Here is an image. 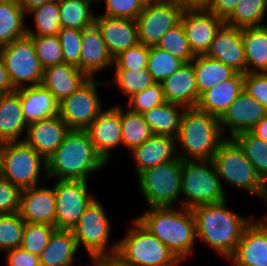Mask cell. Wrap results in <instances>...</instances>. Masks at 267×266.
Returning a JSON list of instances; mask_svg holds the SVG:
<instances>
[{"label":"cell","mask_w":267,"mask_h":266,"mask_svg":"<svg viewBox=\"0 0 267 266\" xmlns=\"http://www.w3.org/2000/svg\"><path fill=\"white\" fill-rule=\"evenodd\" d=\"M27 125L20 102V91L16 89L14 92L3 94L0 99V140L22 141L20 136Z\"/></svg>","instance_id":"obj_29"},{"label":"cell","mask_w":267,"mask_h":266,"mask_svg":"<svg viewBox=\"0 0 267 266\" xmlns=\"http://www.w3.org/2000/svg\"><path fill=\"white\" fill-rule=\"evenodd\" d=\"M26 14L15 0H0V47L27 35Z\"/></svg>","instance_id":"obj_34"},{"label":"cell","mask_w":267,"mask_h":266,"mask_svg":"<svg viewBox=\"0 0 267 266\" xmlns=\"http://www.w3.org/2000/svg\"><path fill=\"white\" fill-rule=\"evenodd\" d=\"M147 1L148 0H106L105 13L102 15L136 20Z\"/></svg>","instance_id":"obj_49"},{"label":"cell","mask_w":267,"mask_h":266,"mask_svg":"<svg viewBox=\"0 0 267 266\" xmlns=\"http://www.w3.org/2000/svg\"><path fill=\"white\" fill-rule=\"evenodd\" d=\"M61 28L82 31L95 23V13L85 0H58Z\"/></svg>","instance_id":"obj_37"},{"label":"cell","mask_w":267,"mask_h":266,"mask_svg":"<svg viewBox=\"0 0 267 266\" xmlns=\"http://www.w3.org/2000/svg\"><path fill=\"white\" fill-rule=\"evenodd\" d=\"M101 266H130L122 262L116 255L105 256Z\"/></svg>","instance_id":"obj_57"},{"label":"cell","mask_w":267,"mask_h":266,"mask_svg":"<svg viewBox=\"0 0 267 266\" xmlns=\"http://www.w3.org/2000/svg\"><path fill=\"white\" fill-rule=\"evenodd\" d=\"M149 47L138 43L126 49L113 58L115 69H142L147 68Z\"/></svg>","instance_id":"obj_48"},{"label":"cell","mask_w":267,"mask_h":266,"mask_svg":"<svg viewBox=\"0 0 267 266\" xmlns=\"http://www.w3.org/2000/svg\"><path fill=\"white\" fill-rule=\"evenodd\" d=\"M16 91L13 87L5 63L0 56V93L7 94Z\"/></svg>","instance_id":"obj_54"},{"label":"cell","mask_w":267,"mask_h":266,"mask_svg":"<svg viewBox=\"0 0 267 266\" xmlns=\"http://www.w3.org/2000/svg\"><path fill=\"white\" fill-rule=\"evenodd\" d=\"M121 108L122 146L132 151L135 147L147 141L153 135V132L142 114L135 113L129 109L124 111Z\"/></svg>","instance_id":"obj_35"},{"label":"cell","mask_w":267,"mask_h":266,"mask_svg":"<svg viewBox=\"0 0 267 266\" xmlns=\"http://www.w3.org/2000/svg\"><path fill=\"white\" fill-rule=\"evenodd\" d=\"M4 144L5 142L0 140V169H1L2 151H3Z\"/></svg>","instance_id":"obj_60"},{"label":"cell","mask_w":267,"mask_h":266,"mask_svg":"<svg viewBox=\"0 0 267 266\" xmlns=\"http://www.w3.org/2000/svg\"><path fill=\"white\" fill-rule=\"evenodd\" d=\"M85 130L97 153L108 164L111 159L110 150L122 146L120 106L117 104L103 110Z\"/></svg>","instance_id":"obj_17"},{"label":"cell","mask_w":267,"mask_h":266,"mask_svg":"<svg viewBox=\"0 0 267 266\" xmlns=\"http://www.w3.org/2000/svg\"><path fill=\"white\" fill-rule=\"evenodd\" d=\"M254 136L267 141V114L250 131Z\"/></svg>","instance_id":"obj_55"},{"label":"cell","mask_w":267,"mask_h":266,"mask_svg":"<svg viewBox=\"0 0 267 266\" xmlns=\"http://www.w3.org/2000/svg\"><path fill=\"white\" fill-rule=\"evenodd\" d=\"M88 79L89 77L78 67L62 63L45 68L41 84L60 103L74 93Z\"/></svg>","instance_id":"obj_26"},{"label":"cell","mask_w":267,"mask_h":266,"mask_svg":"<svg viewBox=\"0 0 267 266\" xmlns=\"http://www.w3.org/2000/svg\"><path fill=\"white\" fill-rule=\"evenodd\" d=\"M267 11V0H240L225 23L237 28L260 27Z\"/></svg>","instance_id":"obj_39"},{"label":"cell","mask_w":267,"mask_h":266,"mask_svg":"<svg viewBox=\"0 0 267 266\" xmlns=\"http://www.w3.org/2000/svg\"><path fill=\"white\" fill-rule=\"evenodd\" d=\"M25 221L19 211L0 215V250L8 251L20 247Z\"/></svg>","instance_id":"obj_43"},{"label":"cell","mask_w":267,"mask_h":266,"mask_svg":"<svg viewBox=\"0 0 267 266\" xmlns=\"http://www.w3.org/2000/svg\"><path fill=\"white\" fill-rule=\"evenodd\" d=\"M157 47L178 57L185 63L192 62L196 57L189 46L181 21L162 36Z\"/></svg>","instance_id":"obj_42"},{"label":"cell","mask_w":267,"mask_h":266,"mask_svg":"<svg viewBox=\"0 0 267 266\" xmlns=\"http://www.w3.org/2000/svg\"><path fill=\"white\" fill-rule=\"evenodd\" d=\"M240 0H212L207 9L222 20H226L236 8Z\"/></svg>","instance_id":"obj_53"},{"label":"cell","mask_w":267,"mask_h":266,"mask_svg":"<svg viewBox=\"0 0 267 266\" xmlns=\"http://www.w3.org/2000/svg\"><path fill=\"white\" fill-rule=\"evenodd\" d=\"M185 62L157 46L149 47L147 69L156 82L173 75Z\"/></svg>","instance_id":"obj_41"},{"label":"cell","mask_w":267,"mask_h":266,"mask_svg":"<svg viewBox=\"0 0 267 266\" xmlns=\"http://www.w3.org/2000/svg\"><path fill=\"white\" fill-rule=\"evenodd\" d=\"M118 242L116 256L130 266H177L181 261L137 219Z\"/></svg>","instance_id":"obj_5"},{"label":"cell","mask_w":267,"mask_h":266,"mask_svg":"<svg viewBox=\"0 0 267 266\" xmlns=\"http://www.w3.org/2000/svg\"><path fill=\"white\" fill-rule=\"evenodd\" d=\"M27 13L32 14L36 29H28V36L57 35L61 29L60 8L58 0H51L37 6ZM36 30V32H35Z\"/></svg>","instance_id":"obj_38"},{"label":"cell","mask_w":267,"mask_h":266,"mask_svg":"<svg viewBox=\"0 0 267 266\" xmlns=\"http://www.w3.org/2000/svg\"><path fill=\"white\" fill-rule=\"evenodd\" d=\"M176 152H178L176 138L153 134L147 141L131 151L135 173L138 176L148 168L173 160L178 157Z\"/></svg>","instance_id":"obj_23"},{"label":"cell","mask_w":267,"mask_h":266,"mask_svg":"<svg viewBox=\"0 0 267 266\" xmlns=\"http://www.w3.org/2000/svg\"><path fill=\"white\" fill-rule=\"evenodd\" d=\"M107 84L114 83L128 98L141 92L154 84L156 81L147 68L142 69H116L112 80L105 81Z\"/></svg>","instance_id":"obj_40"},{"label":"cell","mask_w":267,"mask_h":266,"mask_svg":"<svg viewBox=\"0 0 267 266\" xmlns=\"http://www.w3.org/2000/svg\"><path fill=\"white\" fill-rule=\"evenodd\" d=\"M21 189L0 175V215L19 211Z\"/></svg>","instance_id":"obj_51"},{"label":"cell","mask_w":267,"mask_h":266,"mask_svg":"<svg viewBox=\"0 0 267 266\" xmlns=\"http://www.w3.org/2000/svg\"><path fill=\"white\" fill-rule=\"evenodd\" d=\"M128 99V109L140 114L166 102L161 82H155L145 90L133 94Z\"/></svg>","instance_id":"obj_46"},{"label":"cell","mask_w":267,"mask_h":266,"mask_svg":"<svg viewBox=\"0 0 267 266\" xmlns=\"http://www.w3.org/2000/svg\"><path fill=\"white\" fill-rule=\"evenodd\" d=\"M87 181L56 180L54 194L56 197L55 228L72 230L80 216L96 198L88 193Z\"/></svg>","instance_id":"obj_14"},{"label":"cell","mask_w":267,"mask_h":266,"mask_svg":"<svg viewBox=\"0 0 267 266\" xmlns=\"http://www.w3.org/2000/svg\"><path fill=\"white\" fill-rule=\"evenodd\" d=\"M81 44L80 70L89 78H93L97 71L113 65V58L95 23L82 30Z\"/></svg>","instance_id":"obj_25"},{"label":"cell","mask_w":267,"mask_h":266,"mask_svg":"<svg viewBox=\"0 0 267 266\" xmlns=\"http://www.w3.org/2000/svg\"><path fill=\"white\" fill-rule=\"evenodd\" d=\"M212 162L220 181H226L230 185L246 190L267 202V186L259 178L254 166L232 138H226L219 145Z\"/></svg>","instance_id":"obj_6"},{"label":"cell","mask_w":267,"mask_h":266,"mask_svg":"<svg viewBox=\"0 0 267 266\" xmlns=\"http://www.w3.org/2000/svg\"><path fill=\"white\" fill-rule=\"evenodd\" d=\"M246 73L267 72V26L242 28Z\"/></svg>","instance_id":"obj_31"},{"label":"cell","mask_w":267,"mask_h":266,"mask_svg":"<svg viewBox=\"0 0 267 266\" xmlns=\"http://www.w3.org/2000/svg\"><path fill=\"white\" fill-rule=\"evenodd\" d=\"M232 139L242 149L259 178L267 186V141L257 138L250 131L238 133Z\"/></svg>","instance_id":"obj_36"},{"label":"cell","mask_w":267,"mask_h":266,"mask_svg":"<svg viewBox=\"0 0 267 266\" xmlns=\"http://www.w3.org/2000/svg\"><path fill=\"white\" fill-rule=\"evenodd\" d=\"M95 24L112 58L139 43L136 20L96 14Z\"/></svg>","instance_id":"obj_22"},{"label":"cell","mask_w":267,"mask_h":266,"mask_svg":"<svg viewBox=\"0 0 267 266\" xmlns=\"http://www.w3.org/2000/svg\"><path fill=\"white\" fill-rule=\"evenodd\" d=\"M220 121L197 107L185 108L176 138L177 155L182 160H212L219 145L226 139ZM224 136V137H223Z\"/></svg>","instance_id":"obj_4"},{"label":"cell","mask_w":267,"mask_h":266,"mask_svg":"<svg viewBox=\"0 0 267 266\" xmlns=\"http://www.w3.org/2000/svg\"><path fill=\"white\" fill-rule=\"evenodd\" d=\"M56 207L53 186L36 185L21 190L19 213L25 222L55 226Z\"/></svg>","instance_id":"obj_21"},{"label":"cell","mask_w":267,"mask_h":266,"mask_svg":"<svg viewBox=\"0 0 267 266\" xmlns=\"http://www.w3.org/2000/svg\"><path fill=\"white\" fill-rule=\"evenodd\" d=\"M0 56L15 89L41 84L44 68L37 57L30 36L25 35L1 46Z\"/></svg>","instance_id":"obj_10"},{"label":"cell","mask_w":267,"mask_h":266,"mask_svg":"<svg viewBox=\"0 0 267 266\" xmlns=\"http://www.w3.org/2000/svg\"><path fill=\"white\" fill-rule=\"evenodd\" d=\"M89 78L68 98L59 103V116L70 129L85 130L103 111L96 86L106 84Z\"/></svg>","instance_id":"obj_13"},{"label":"cell","mask_w":267,"mask_h":266,"mask_svg":"<svg viewBox=\"0 0 267 266\" xmlns=\"http://www.w3.org/2000/svg\"><path fill=\"white\" fill-rule=\"evenodd\" d=\"M206 55L217 59L237 73H246V56L244 52L242 28L224 23L217 31Z\"/></svg>","instance_id":"obj_20"},{"label":"cell","mask_w":267,"mask_h":266,"mask_svg":"<svg viewBox=\"0 0 267 266\" xmlns=\"http://www.w3.org/2000/svg\"><path fill=\"white\" fill-rule=\"evenodd\" d=\"M166 102L185 108L196 107L199 92L191 62L185 63L173 75L161 82Z\"/></svg>","instance_id":"obj_24"},{"label":"cell","mask_w":267,"mask_h":266,"mask_svg":"<svg viewBox=\"0 0 267 266\" xmlns=\"http://www.w3.org/2000/svg\"><path fill=\"white\" fill-rule=\"evenodd\" d=\"M265 219L252 220L245 228L235 251L227 259L233 266H267V216Z\"/></svg>","instance_id":"obj_16"},{"label":"cell","mask_w":267,"mask_h":266,"mask_svg":"<svg viewBox=\"0 0 267 266\" xmlns=\"http://www.w3.org/2000/svg\"><path fill=\"white\" fill-rule=\"evenodd\" d=\"M27 13L31 9L43 5L44 3L51 1V0H15Z\"/></svg>","instance_id":"obj_56"},{"label":"cell","mask_w":267,"mask_h":266,"mask_svg":"<svg viewBox=\"0 0 267 266\" xmlns=\"http://www.w3.org/2000/svg\"><path fill=\"white\" fill-rule=\"evenodd\" d=\"M191 63L194 67L199 97L203 92L232 78L237 73L229 66L206 54L196 55Z\"/></svg>","instance_id":"obj_32"},{"label":"cell","mask_w":267,"mask_h":266,"mask_svg":"<svg viewBox=\"0 0 267 266\" xmlns=\"http://www.w3.org/2000/svg\"><path fill=\"white\" fill-rule=\"evenodd\" d=\"M46 169L47 161L24 141L5 142L0 175L21 190L39 185L41 172L47 178Z\"/></svg>","instance_id":"obj_9"},{"label":"cell","mask_w":267,"mask_h":266,"mask_svg":"<svg viewBox=\"0 0 267 266\" xmlns=\"http://www.w3.org/2000/svg\"><path fill=\"white\" fill-rule=\"evenodd\" d=\"M111 221L103 206L95 198L80 216L72 232L78 247L83 245L88 254L113 256L117 252L118 242L108 249Z\"/></svg>","instance_id":"obj_11"},{"label":"cell","mask_w":267,"mask_h":266,"mask_svg":"<svg viewBox=\"0 0 267 266\" xmlns=\"http://www.w3.org/2000/svg\"><path fill=\"white\" fill-rule=\"evenodd\" d=\"M55 226L25 222L20 247L29 253L40 256L55 230Z\"/></svg>","instance_id":"obj_44"},{"label":"cell","mask_w":267,"mask_h":266,"mask_svg":"<svg viewBox=\"0 0 267 266\" xmlns=\"http://www.w3.org/2000/svg\"><path fill=\"white\" fill-rule=\"evenodd\" d=\"M57 35L62 46L64 63L74 65L80 69L82 31L61 28Z\"/></svg>","instance_id":"obj_47"},{"label":"cell","mask_w":267,"mask_h":266,"mask_svg":"<svg viewBox=\"0 0 267 266\" xmlns=\"http://www.w3.org/2000/svg\"><path fill=\"white\" fill-rule=\"evenodd\" d=\"M20 102L27 124L59 114V103L42 84L21 87Z\"/></svg>","instance_id":"obj_28"},{"label":"cell","mask_w":267,"mask_h":266,"mask_svg":"<svg viewBox=\"0 0 267 266\" xmlns=\"http://www.w3.org/2000/svg\"><path fill=\"white\" fill-rule=\"evenodd\" d=\"M184 8H203V0H174Z\"/></svg>","instance_id":"obj_58"},{"label":"cell","mask_w":267,"mask_h":266,"mask_svg":"<svg viewBox=\"0 0 267 266\" xmlns=\"http://www.w3.org/2000/svg\"><path fill=\"white\" fill-rule=\"evenodd\" d=\"M184 9L174 0H148L136 18L139 43L157 46L162 36L180 22Z\"/></svg>","instance_id":"obj_12"},{"label":"cell","mask_w":267,"mask_h":266,"mask_svg":"<svg viewBox=\"0 0 267 266\" xmlns=\"http://www.w3.org/2000/svg\"><path fill=\"white\" fill-rule=\"evenodd\" d=\"M8 266H41L40 256L27 252L21 247L6 251Z\"/></svg>","instance_id":"obj_52"},{"label":"cell","mask_w":267,"mask_h":266,"mask_svg":"<svg viewBox=\"0 0 267 266\" xmlns=\"http://www.w3.org/2000/svg\"><path fill=\"white\" fill-rule=\"evenodd\" d=\"M180 21L195 55L206 54L217 31L225 23L207 8H185Z\"/></svg>","instance_id":"obj_15"},{"label":"cell","mask_w":267,"mask_h":266,"mask_svg":"<svg viewBox=\"0 0 267 266\" xmlns=\"http://www.w3.org/2000/svg\"><path fill=\"white\" fill-rule=\"evenodd\" d=\"M30 37L34 42L37 57L44 69L64 63L62 46L58 35Z\"/></svg>","instance_id":"obj_45"},{"label":"cell","mask_w":267,"mask_h":266,"mask_svg":"<svg viewBox=\"0 0 267 266\" xmlns=\"http://www.w3.org/2000/svg\"><path fill=\"white\" fill-rule=\"evenodd\" d=\"M226 202L200 205L191 211L195 219L196 237L228 259L252 219L229 210Z\"/></svg>","instance_id":"obj_2"},{"label":"cell","mask_w":267,"mask_h":266,"mask_svg":"<svg viewBox=\"0 0 267 266\" xmlns=\"http://www.w3.org/2000/svg\"><path fill=\"white\" fill-rule=\"evenodd\" d=\"M244 90L267 109V72L245 73Z\"/></svg>","instance_id":"obj_50"},{"label":"cell","mask_w":267,"mask_h":266,"mask_svg":"<svg viewBox=\"0 0 267 266\" xmlns=\"http://www.w3.org/2000/svg\"><path fill=\"white\" fill-rule=\"evenodd\" d=\"M243 90L244 74L236 73L232 78L203 92L196 107L220 119Z\"/></svg>","instance_id":"obj_27"},{"label":"cell","mask_w":267,"mask_h":266,"mask_svg":"<svg viewBox=\"0 0 267 266\" xmlns=\"http://www.w3.org/2000/svg\"><path fill=\"white\" fill-rule=\"evenodd\" d=\"M107 163L97 153L86 130L70 129L47 160V178L87 181Z\"/></svg>","instance_id":"obj_1"},{"label":"cell","mask_w":267,"mask_h":266,"mask_svg":"<svg viewBox=\"0 0 267 266\" xmlns=\"http://www.w3.org/2000/svg\"><path fill=\"white\" fill-rule=\"evenodd\" d=\"M184 110L185 107L179 104L165 102L145 111L142 115L153 134L177 138Z\"/></svg>","instance_id":"obj_33"},{"label":"cell","mask_w":267,"mask_h":266,"mask_svg":"<svg viewBox=\"0 0 267 266\" xmlns=\"http://www.w3.org/2000/svg\"><path fill=\"white\" fill-rule=\"evenodd\" d=\"M85 1H86L89 5H91V2H92V1H97V2H98V1H102V2H103V1H106V0H85Z\"/></svg>","instance_id":"obj_62"},{"label":"cell","mask_w":267,"mask_h":266,"mask_svg":"<svg viewBox=\"0 0 267 266\" xmlns=\"http://www.w3.org/2000/svg\"><path fill=\"white\" fill-rule=\"evenodd\" d=\"M266 114L267 109L243 90L219 119L222 133L227 128L230 135L226 138H233L238 133L251 131Z\"/></svg>","instance_id":"obj_18"},{"label":"cell","mask_w":267,"mask_h":266,"mask_svg":"<svg viewBox=\"0 0 267 266\" xmlns=\"http://www.w3.org/2000/svg\"><path fill=\"white\" fill-rule=\"evenodd\" d=\"M212 160H183L181 194L182 207L192 209L205 204L226 201L223 185Z\"/></svg>","instance_id":"obj_7"},{"label":"cell","mask_w":267,"mask_h":266,"mask_svg":"<svg viewBox=\"0 0 267 266\" xmlns=\"http://www.w3.org/2000/svg\"><path fill=\"white\" fill-rule=\"evenodd\" d=\"M70 128L59 114L29 123L24 141L39 153L46 161L61 145Z\"/></svg>","instance_id":"obj_19"},{"label":"cell","mask_w":267,"mask_h":266,"mask_svg":"<svg viewBox=\"0 0 267 266\" xmlns=\"http://www.w3.org/2000/svg\"><path fill=\"white\" fill-rule=\"evenodd\" d=\"M90 256V260L93 263V266H101L103 259L105 255L102 254H88ZM73 264L71 263L69 266H72Z\"/></svg>","instance_id":"obj_59"},{"label":"cell","mask_w":267,"mask_h":266,"mask_svg":"<svg viewBox=\"0 0 267 266\" xmlns=\"http://www.w3.org/2000/svg\"><path fill=\"white\" fill-rule=\"evenodd\" d=\"M78 249L72 230L55 229L40 254L41 266H69Z\"/></svg>","instance_id":"obj_30"},{"label":"cell","mask_w":267,"mask_h":266,"mask_svg":"<svg viewBox=\"0 0 267 266\" xmlns=\"http://www.w3.org/2000/svg\"><path fill=\"white\" fill-rule=\"evenodd\" d=\"M211 1L212 0H203V8H206Z\"/></svg>","instance_id":"obj_61"},{"label":"cell","mask_w":267,"mask_h":266,"mask_svg":"<svg viewBox=\"0 0 267 266\" xmlns=\"http://www.w3.org/2000/svg\"><path fill=\"white\" fill-rule=\"evenodd\" d=\"M136 219L167 246L182 262L190 257L196 240L195 219L191 209L150 207ZM185 258V259H184Z\"/></svg>","instance_id":"obj_3"},{"label":"cell","mask_w":267,"mask_h":266,"mask_svg":"<svg viewBox=\"0 0 267 266\" xmlns=\"http://www.w3.org/2000/svg\"><path fill=\"white\" fill-rule=\"evenodd\" d=\"M183 160H173L142 171L138 183L143 198L150 207H173L178 203L182 187Z\"/></svg>","instance_id":"obj_8"}]
</instances>
